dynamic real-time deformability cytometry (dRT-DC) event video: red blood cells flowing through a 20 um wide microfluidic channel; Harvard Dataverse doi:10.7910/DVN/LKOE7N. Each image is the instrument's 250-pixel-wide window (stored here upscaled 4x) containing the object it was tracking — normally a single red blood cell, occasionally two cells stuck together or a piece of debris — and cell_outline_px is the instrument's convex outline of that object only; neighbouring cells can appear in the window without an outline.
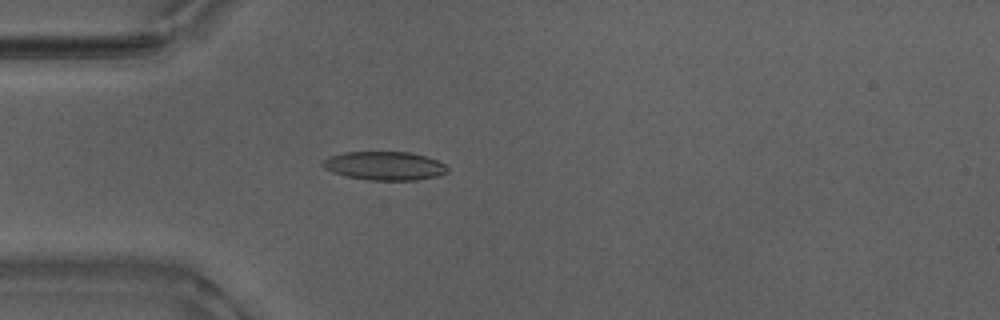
{"species": "Egyptian fruit bat (a non-hibernating species)", "species_latin": "Rousettus aegyptiacus", "temperature_condition": "warm", "stored_images_in_passage": 53, "camera_frame_rate_fps": 3000, "um_per_image_px": 0.085, "animal": {"sex": "male"}, "frame": {"image": 1, "passage_image": 15, "time_ms": 4.667, "image_size_px": [1000, 320], "cell_outline_px": [[448, 172], [436, 176], [416, 180], [368, 180], [348, 176], [332, 172], [324, 168], [320, 164], [328, 156], [344, 152], [408, 152], [424, 156], [436, 160], [444, 164], [448, 168]], "centroid_in_image_um": [32.65, 14.09], "position_along_channel_um": 52.3, "area_um2": 20.69}}
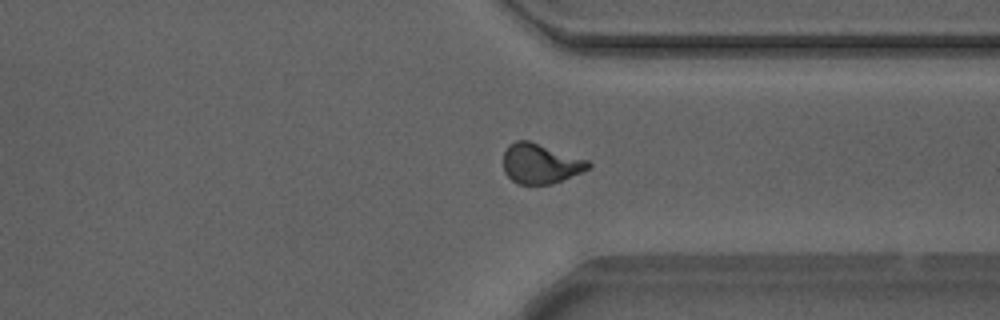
{"frame": {"image": 2, "passage_image": 40, "time_ms": 13.0, "image_size_px": [1000, 320], "cell_outline_px": [[592, 164], [588, 168], [580, 172], [552, 184], [516, 184], [504, 172], [504, 152], [508, 144], [516, 140], [528, 140], [588, 160]], "centroid_in_image_um": [45.9, 13.9], "position_along_channel_um": 365.5, "area_um2": 19.59}}
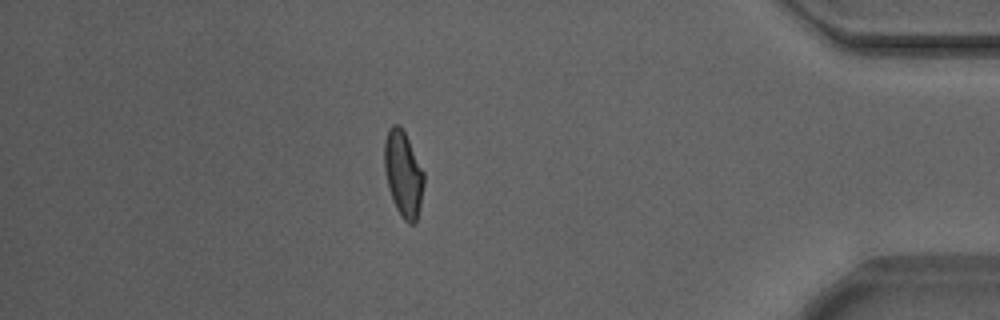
{"frame": {"image": 3, "passage_image": 46, "time_ms": 15.0, "image_size_px": [1000, 320], "cell_outline_px": [[424, 184], [416, 224], [408, 224], [400, 216], [396, 208], [388, 188], [384, 168], [384, 140], [388, 128], [392, 124], [400, 124], [424, 172]], "centroid_in_image_um": [34.26, 14.78], "position_along_channel_um": 400.9, "area_um2": 19.83}, "authors_computed_cell_mechanics": {"area_um2": 19.652, "velocity_mm_per_s": 3.8631, "shape_relaxation_time_tau1_ms": 5.0444, "shape_relaxation_time_tau2_ms": 1.4062, "deformation_change_tau1": 0.1807, "deformation_change_tau2": 0.0657}}